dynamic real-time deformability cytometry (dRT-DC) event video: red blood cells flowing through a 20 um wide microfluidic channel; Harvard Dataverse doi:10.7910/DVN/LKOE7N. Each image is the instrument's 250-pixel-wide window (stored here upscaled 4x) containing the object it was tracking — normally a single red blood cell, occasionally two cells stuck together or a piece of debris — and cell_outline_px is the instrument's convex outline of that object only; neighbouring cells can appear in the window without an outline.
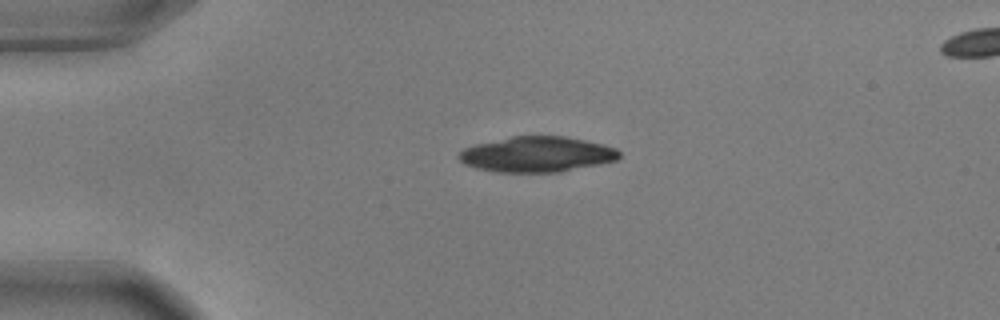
{"species": "common noctule bat (a hibernating species)", "species_latin": "Nyctalus noctula", "temperature_condition": "warm", "stored_images_in_passage": 32, "camera_frame_rate_fps": 3000, "um_per_image_px": 0.085, "animal": {"sex": "male", "body_mass_g": 17.9, "forearm_length_mm": 54.2}, "frame": {"image": 1, "passage_image": 1, "time_ms": 0.0, "image_size_px": [1000, 320], "cell_outline_px": [[620, 156], [616, 160], [600, 164], [560, 172], [496, 172], [476, 168], [464, 164], [456, 156], [464, 148], [476, 144], [512, 136], [564, 136], [604, 144], [616, 148], [620, 152]], "centroid_in_image_um": [45.64, 13.12], "position_along_channel_um": 39.4, "area_um2": 33.18}}